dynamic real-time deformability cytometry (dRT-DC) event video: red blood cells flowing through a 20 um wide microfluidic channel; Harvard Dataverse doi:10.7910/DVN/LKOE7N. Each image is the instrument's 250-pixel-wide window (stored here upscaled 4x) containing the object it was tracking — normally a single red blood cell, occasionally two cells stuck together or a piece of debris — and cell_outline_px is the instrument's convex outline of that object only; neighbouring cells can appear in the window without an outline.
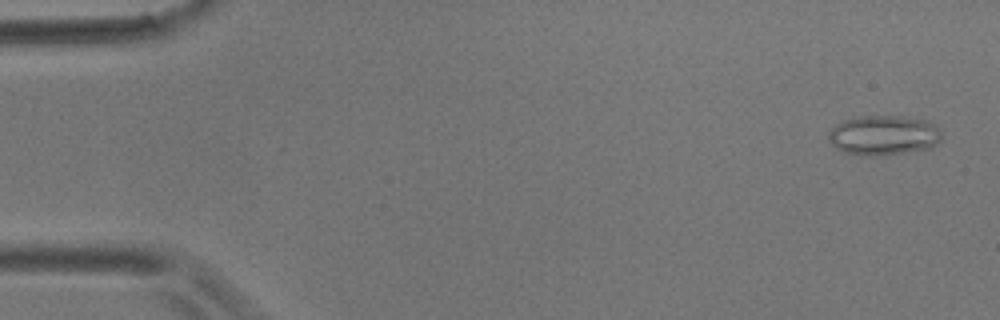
{"species": "common noctule bat (a hibernating species)", "species_latin": "Nyctalus noctula", "temperature_condition": "room temperature", "stored_images_in_passage": 55, "camera_frame_rate_fps": 3000, "um_per_image_px": 0.085, "animal": {"sex": "male", "body_mass_g": 17.9}, "frame": {"image": 1, "passage_image": 2, "time_ms": 0.333, "image_size_px": [1000, 320], "cell_outline_px": [[940, 140], [932, 148], [904, 152], [844, 152], [836, 148], [828, 140], [828, 132], [836, 124], [844, 120], [860, 116], [900, 116], [928, 120], [940, 128]], "centroid_in_image_um": [75.14, 11.43], "position_along_channel_um": 9.9, "area_um2": 25.32}}
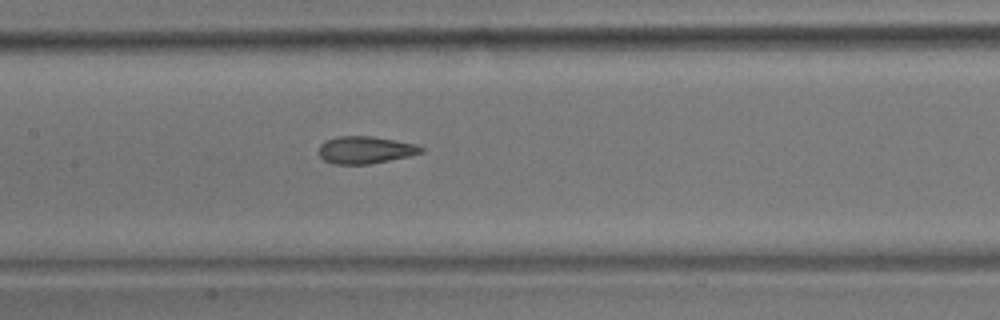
{"frame": {"image": 2, "passage_image": 26, "time_ms": 8.333, "image_size_px": [1000, 320], "cell_outline_px": [[424, 152], [408, 156], [368, 164], [332, 164], [324, 160], [320, 156], [320, 144], [328, 140], [340, 136], [372, 136], [396, 140], [416, 144], [424, 148]], "centroid_in_image_um": [31.07, 12.74], "position_along_channel_um": 176.3, "area_um2": 16.13}}
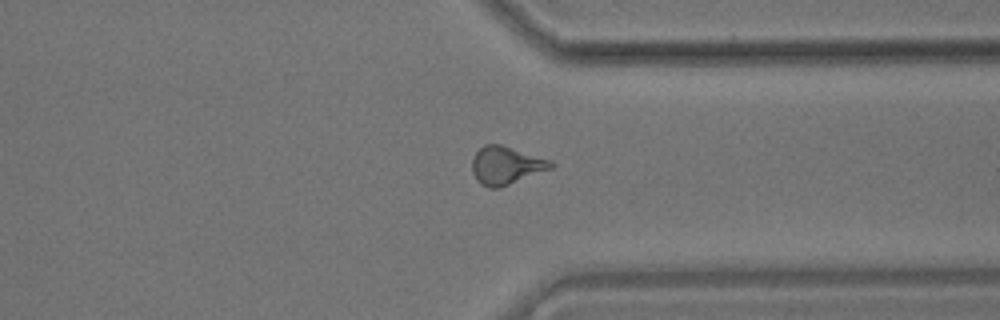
{"frame": {"image": 3, "passage_image": 42, "time_ms": 13.667, "image_size_px": [1000, 320], "cell_outline_px": [[556, 164], [552, 168], [500, 188], [488, 188], [480, 184], [476, 180], [472, 172], [472, 160], [476, 152], [484, 144], [500, 144], [552, 160]], "centroid_in_image_um": [43.01, 14.07], "position_along_channel_um": 368.4, "area_um2": 17.57}, "authors_computed_cell_mechanics": {"area_um2": 17.2244, "velocity_mm_per_s": 3.6268, "shape_relaxation_time_tau1_ms": null, "shape_relaxation_time_tau2_ms": 2.113, "deformation_change_tau1": null, "deformation_change_tau2": 0.1021}}